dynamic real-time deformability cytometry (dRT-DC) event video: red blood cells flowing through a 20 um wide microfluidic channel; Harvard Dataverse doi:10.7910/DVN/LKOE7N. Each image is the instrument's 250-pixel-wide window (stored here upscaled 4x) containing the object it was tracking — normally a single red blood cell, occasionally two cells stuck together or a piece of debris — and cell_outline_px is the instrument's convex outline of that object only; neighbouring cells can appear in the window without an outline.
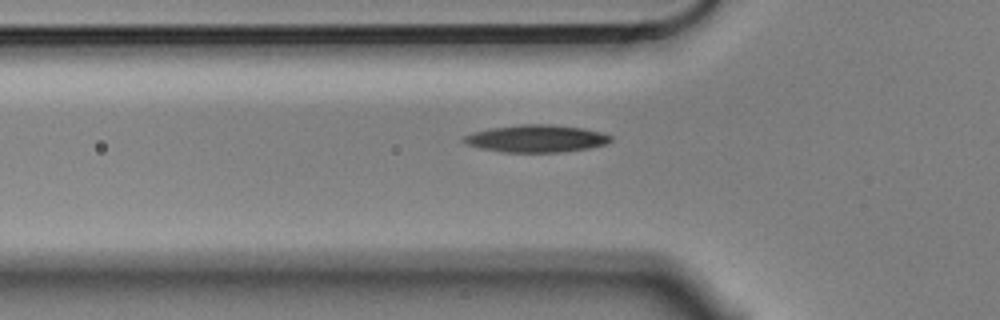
{"species": "Egyptian fruit bat (a non-hibernating species)", "species_latin": "Rousettus aegyptiacus", "temperature_condition": "cold", "stored_images_in_passage": 7, "segment_of_instrument_passage": [2, 2], "camera_frame_rate_fps": 3000, "um_per_image_px": 0.085, "animal": {"sex": "male"}, "frame": {"image": 1, "passage_image": 7, "time_ms": 2.0, "image_size_px": [1000, 320], "cell_outline_px": [[612, 140], [604, 144], [588, 148], [560, 152], [504, 152], [480, 148], [468, 144], [460, 140], [464, 136], [472, 132], [492, 128], [520, 124], [552, 124], [584, 128], [600, 132], [612, 136]], "centroid_in_image_um": [45.57, 11.77], "position_along_channel_um": 80.2, "area_um2": 23.35}}